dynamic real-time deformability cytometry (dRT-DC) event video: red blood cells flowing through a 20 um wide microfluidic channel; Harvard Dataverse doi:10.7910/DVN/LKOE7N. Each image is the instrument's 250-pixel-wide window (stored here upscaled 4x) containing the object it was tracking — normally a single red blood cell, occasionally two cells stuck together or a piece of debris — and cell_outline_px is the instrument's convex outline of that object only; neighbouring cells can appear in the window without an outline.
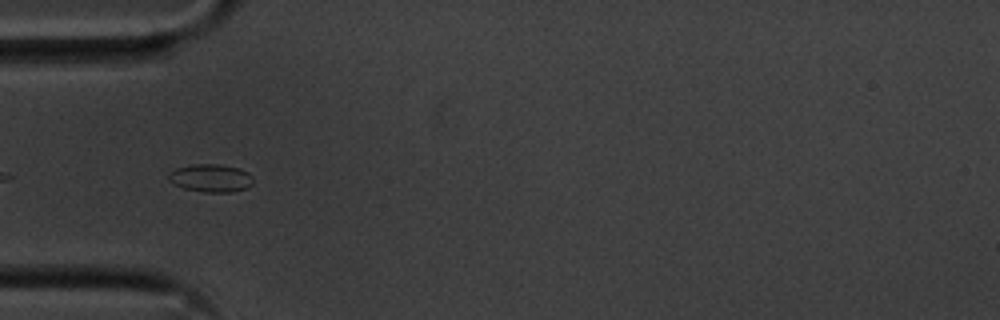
{"species": "common noctule bat (a hibernating species)", "species_latin": "Nyctalus noctula", "temperature_condition": "cold", "stored_images_in_passage": 41, "camera_frame_rate_fps": 3000, "um_per_image_px": 0.085, "animal": {"sex": "male", "body_mass_g": 20.1, "forearm_length_mm": 53.5}, "frame": {"image": 1, "passage_image": 3, "time_ms": 0.667, "image_size_px": [1000, 320], "cell_outline_px": [[252, 184], [248, 188], [232, 192], [204, 192], [184, 188], [176, 184], [168, 176], [168, 172], [176, 168], [192, 164], [220, 164], [240, 168], [248, 172], [252, 176]], "centroid_in_image_um": [17.96, 15.12], "position_along_channel_um": 67.0, "area_um2": 13.76}}
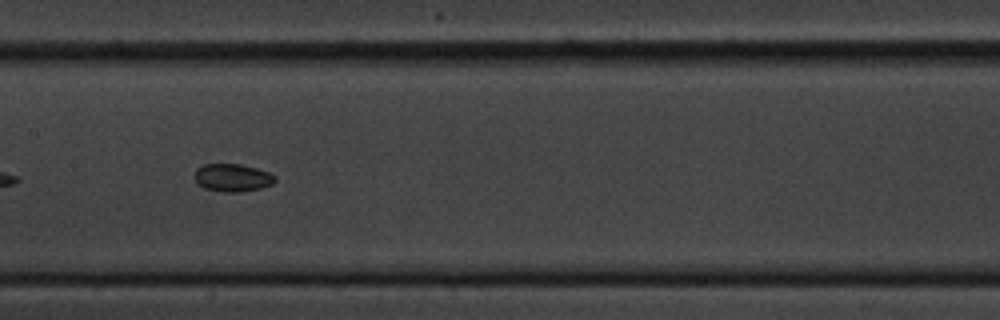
{"frame": {"image": 2, "passage_image": 13, "time_ms": 4.0, "image_size_px": [1000, 320], "cell_outline_px": [[276, 180], [272, 184], [260, 188], [240, 192], [224, 192], [204, 188], [196, 180], [196, 168], [204, 164], [240, 164], [256, 168], [268, 172], [276, 176]], "centroid_in_image_um": [19.79, 15.1], "position_along_channel_um": 187.6, "area_um2": 12.89}}
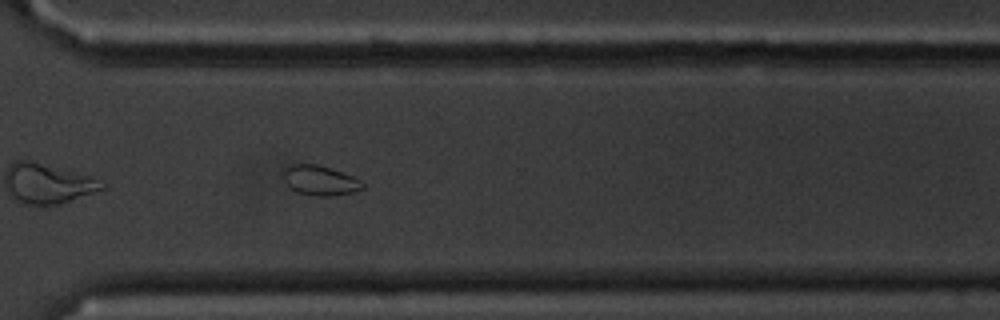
{"frame": {"image": 3, "passage_image": 26, "time_ms": 8.333, "image_size_px": [1000, 320], "cell_outline_px": [[364, 188], [352, 192], [328, 196], [316, 196], [296, 192], [280, 176], [280, 168], [284, 164], [316, 164], [364, 180]], "centroid_in_image_um": [27.12, 15.31], "position_along_channel_um": 343.5, "area_um2": 14.05}}